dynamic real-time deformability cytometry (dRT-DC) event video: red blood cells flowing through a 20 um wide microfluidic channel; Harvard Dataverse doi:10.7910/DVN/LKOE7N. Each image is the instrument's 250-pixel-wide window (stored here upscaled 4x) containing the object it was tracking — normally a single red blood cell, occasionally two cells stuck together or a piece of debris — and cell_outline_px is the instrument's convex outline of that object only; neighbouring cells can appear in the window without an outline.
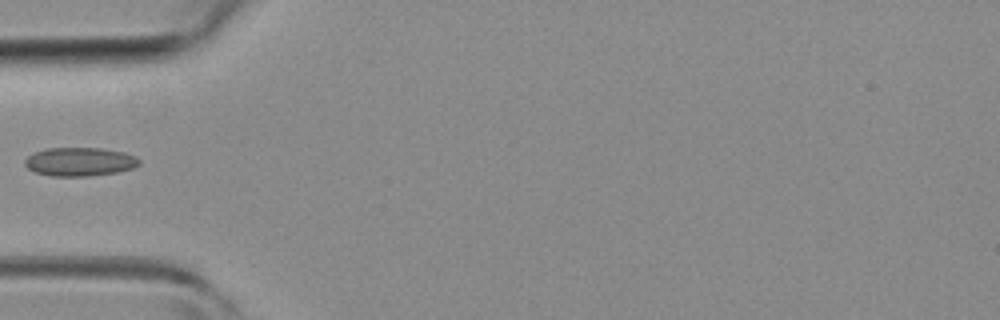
{"species": "common noctule bat (a hibernating species)", "species_latin": "Nyctalus noctula", "temperature_condition": "room temperature", "stored_images_in_passage": 4, "camera_frame_rate_fps": 3000, "um_per_image_px": 0.085, "animal": {"sex": "female", "body_mass_g": 19.3, "forearm_length_mm": 54.1}, "frame": {"image": 1, "passage_image": 4, "time_ms": 5.0, "image_size_px": [1000, 320], "cell_outline_px": [[140, 164], [132, 168], [116, 172], [88, 176], [52, 176], [36, 172], [28, 168], [24, 164], [24, 160], [28, 156], [44, 148], [100, 148], [124, 152], [136, 156], [140, 160]], "centroid_in_image_um": [6.78, 13.74], "position_along_channel_um": 78.2, "area_um2": 19.02}}